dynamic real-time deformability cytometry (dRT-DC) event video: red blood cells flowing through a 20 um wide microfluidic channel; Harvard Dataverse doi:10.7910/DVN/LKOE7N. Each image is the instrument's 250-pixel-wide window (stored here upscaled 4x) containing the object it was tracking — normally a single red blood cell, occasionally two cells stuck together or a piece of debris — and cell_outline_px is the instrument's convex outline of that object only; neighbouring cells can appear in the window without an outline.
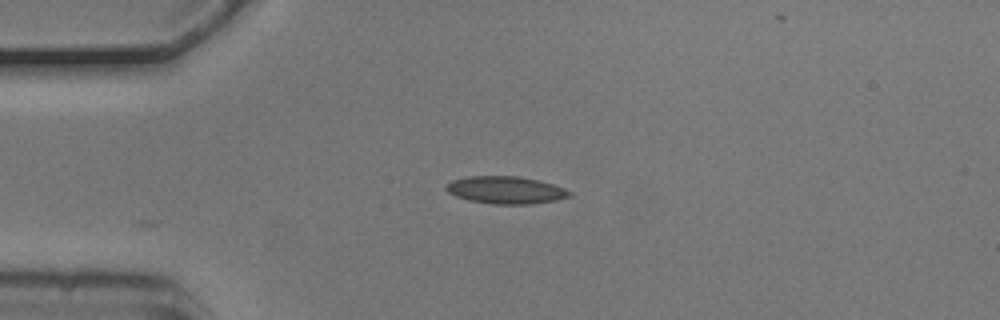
{"species": "common noctule bat (a hibernating species)", "species_latin": "Nyctalus noctula", "temperature_condition": "cold", "stored_images_in_passage": 3, "camera_frame_rate_fps": 3000, "um_per_image_px": 0.085, "animal": {"sex": "male", "body_mass_g": 20.5, "forearm_length_mm": 52.5}, "frame": {"image": 1, "passage_image": 3, "time_ms": 0.667, "image_size_px": [1000, 320], "cell_outline_px": [[572, 196], [556, 200], [528, 204], [492, 204], [468, 200], [456, 196], [448, 192], [444, 188], [444, 184], [452, 180], [468, 176], [520, 176], [552, 184], [564, 188], [572, 192]], "centroid_in_image_um": [42.95, 16.15], "position_along_channel_um": 42.0, "area_um2": 19.77}}